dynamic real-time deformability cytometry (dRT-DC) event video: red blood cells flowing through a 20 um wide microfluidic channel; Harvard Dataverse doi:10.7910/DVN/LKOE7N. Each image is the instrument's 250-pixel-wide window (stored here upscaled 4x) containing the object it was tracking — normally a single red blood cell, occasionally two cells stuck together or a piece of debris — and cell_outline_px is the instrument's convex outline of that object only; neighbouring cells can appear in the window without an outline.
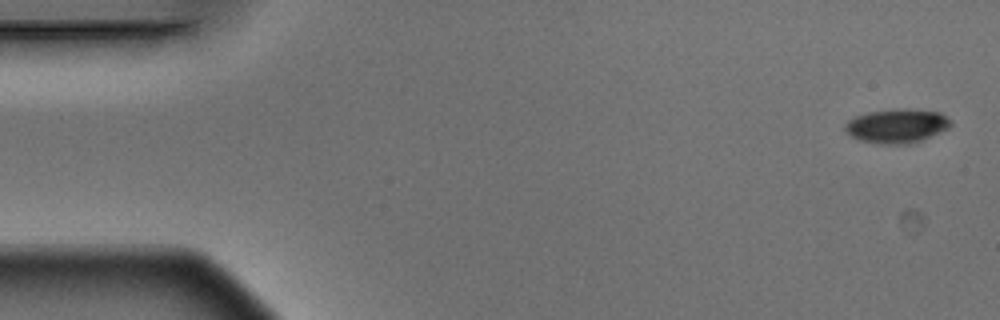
{"species": "Egyptian fruit bat (a non-hibernating species)", "species_latin": "Rousettus aegyptiacus", "temperature_condition": "warm", "stored_images_in_passage": 5, "camera_frame_rate_fps": 3000, "um_per_image_px": 0.085, "animal": {"sex": "male"}, "frame": {"image": 1, "passage_image": 1, "time_ms": 0.0, "image_size_px": [1000, 320], "cell_outline_px": [[952, 124], [948, 128], [940, 132], [912, 144], [880, 144], [860, 140], [852, 136], [844, 128], [844, 124], [848, 120], [856, 116], [868, 112], [900, 108], [908, 108], [940, 112], [952, 120]], "centroid_in_image_um": [76.26, 10.69], "position_along_channel_um": 8.7, "area_um2": 21.1}}
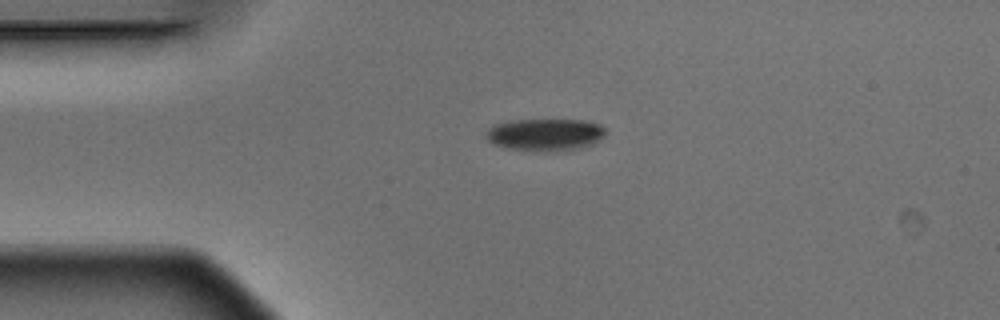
{"frame": {"image": 2, "passage_image": 4, "time_ms": 1.0, "image_size_px": [1000, 320], "cell_outline_px": [[604, 136], [600, 140], [592, 144], [580, 148], [512, 148], [496, 144], [488, 140], [484, 136], [484, 132], [488, 128], [496, 124], [508, 120], [588, 120], [600, 124], [604, 128]], "centroid_in_image_um": [46.34, 11.37], "position_along_channel_um": 38.7, "area_um2": 21.44}}